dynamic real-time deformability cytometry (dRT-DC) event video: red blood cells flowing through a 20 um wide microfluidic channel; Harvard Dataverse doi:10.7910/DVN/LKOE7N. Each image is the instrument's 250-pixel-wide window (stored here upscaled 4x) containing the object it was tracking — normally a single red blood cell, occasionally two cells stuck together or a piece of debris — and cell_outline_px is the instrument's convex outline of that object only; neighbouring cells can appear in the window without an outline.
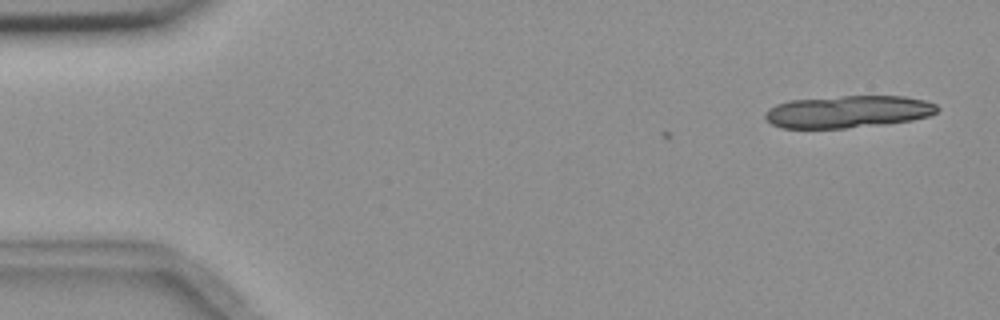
{"species": "common noctule bat (a hibernating species)", "species_latin": "Nyctalus noctula", "temperature_condition": "room temperature", "stored_images_in_passage": 3, "camera_frame_rate_fps": 3000, "um_per_image_px": 0.085, "animal": {"sex": "female", "body_mass_g": 18.4}, "frame": {"image": 1, "passage_image": 3, "time_ms": 2.333, "image_size_px": [1000, 320], "cell_outline_px": [[940, 108], [936, 112], [928, 116], [912, 120], [884, 124], [844, 128], [784, 128], [772, 124], [764, 116], [764, 112], [768, 108], [776, 104], [788, 100], [840, 96], [904, 96], [924, 100], [936, 104]], "centroid_in_image_um": [72.06, 9.48], "position_along_channel_um": 12.9, "area_um2": 32.43}}